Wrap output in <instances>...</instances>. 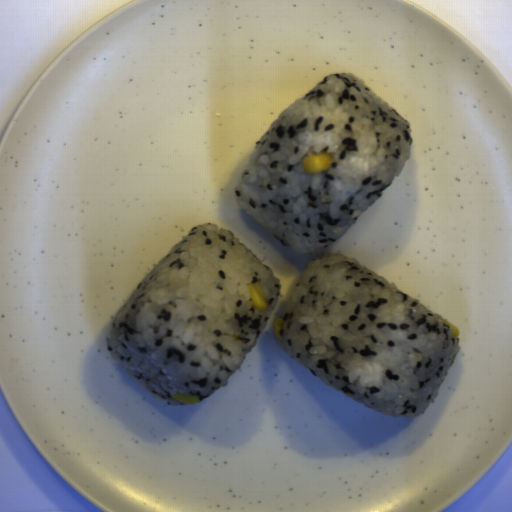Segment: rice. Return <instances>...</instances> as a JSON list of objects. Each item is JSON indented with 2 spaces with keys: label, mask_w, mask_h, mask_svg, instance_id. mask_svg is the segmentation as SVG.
<instances>
[{
  "label": "rice",
  "mask_w": 512,
  "mask_h": 512,
  "mask_svg": "<svg viewBox=\"0 0 512 512\" xmlns=\"http://www.w3.org/2000/svg\"><path fill=\"white\" fill-rule=\"evenodd\" d=\"M274 341L349 398L414 418L439 395L460 348L445 317L353 257L325 253L302 272Z\"/></svg>",
  "instance_id": "3"
},
{
  "label": "rice",
  "mask_w": 512,
  "mask_h": 512,
  "mask_svg": "<svg viewBox=\"0 0 512 512\" xmlns=\"http://www.w3.org/2000/svg\"><path fill=\"white\" fill-rule=\"evenodd\" d=\"M268 302L255 310L247 284ZM281 284L232 231L204 223L174 243L118 310L106 350L166 404L199 401L228 385L252 352L280 299Z\"/></svg>",
  "instance_id": "2"
},
{
  "label": "rice",
  "mask_w": 512,
  "mask_h": 512,
  "mask_svg": "<svg viewBox=\"0 0 512 512\" xmlns=\"http://www.w3.org/2000/svg\"><path fill=\"white\" fill-rule=\"evenodd\" d=\"M411 124L350 72L329 73L278 114L256 141L235 202L284 246L311 254L335 243L410 159ZM330 170L308 174V154Z\"/></svg>",
  "instance_id": "1"
}]
</instances>
